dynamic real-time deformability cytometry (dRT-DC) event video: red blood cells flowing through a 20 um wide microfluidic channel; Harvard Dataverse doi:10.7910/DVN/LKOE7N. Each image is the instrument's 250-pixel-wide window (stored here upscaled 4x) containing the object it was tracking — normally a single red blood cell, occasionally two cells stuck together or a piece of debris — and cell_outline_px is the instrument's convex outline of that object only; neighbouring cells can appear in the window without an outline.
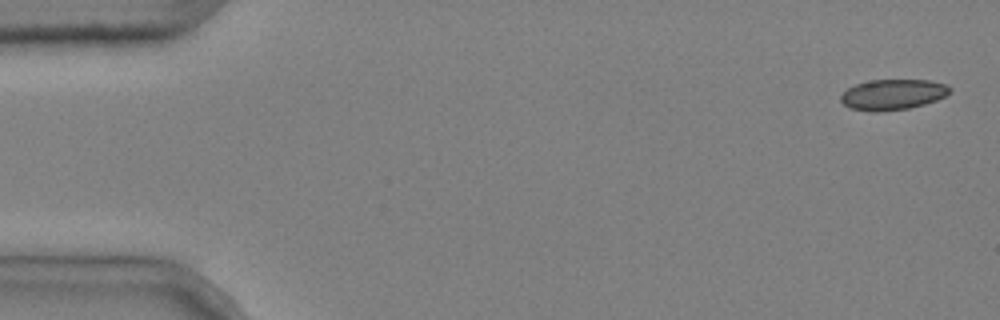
{"species": "common noctule bat (a hibernating species)", "species_latin": "Nyctalus noctula", "temperature_condition": "cold", "stored_images_in_passage": 5, "camera_frame_rate_fps": 3000, "um_per_image_px": 0.085, "animal": {"sex": "male", "body_mass_g": 20.4}, "frame": {"image": 1, "passage_image": 1, "time_ms": 0.0, "image_size_px": [1000, 320], "cell_outline_px": [[952, 92], [936, 100], [924, 104], [908, 108], [880, 112], [872, 112], [852, 108], [844, 104], [840, 100], [840, 96], [848, 88], [856, 84], [872, 80], [928, 80], [948, 84], [952, 88]], "centroid_in_image_um": [75.92, 8.03], "position_along_channel_um": 9.1, "area_um2": 19.42}}
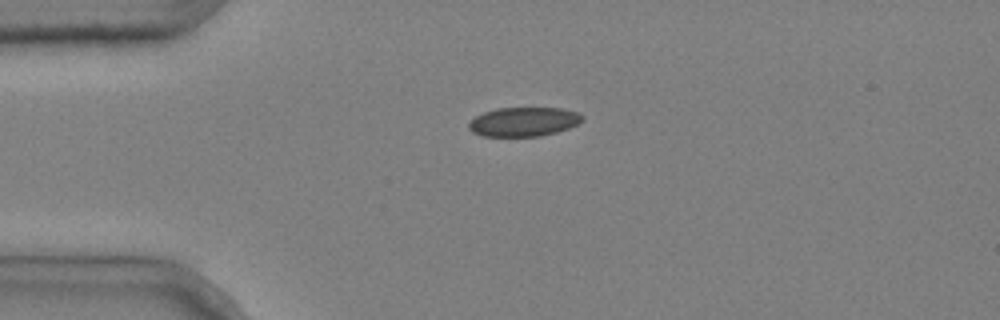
{"frame": {"image": 2, "passage_image": 4, "time_ms": 1.0, "image_size_px": [1000, 320], "cell_outline_px": [[584, 120], [568, 128], [556, 132], [540, 136], [484, 136], [472, 132], [468, 128], [468, 124], [476, 116], [484, 112], [496, 108], [564, 108], [576, 112], [584, 116]], "centroid_in_image_um": [44.52, 10.34], "position_along_channel_um": 40.5, "area_um2": 19.25}}